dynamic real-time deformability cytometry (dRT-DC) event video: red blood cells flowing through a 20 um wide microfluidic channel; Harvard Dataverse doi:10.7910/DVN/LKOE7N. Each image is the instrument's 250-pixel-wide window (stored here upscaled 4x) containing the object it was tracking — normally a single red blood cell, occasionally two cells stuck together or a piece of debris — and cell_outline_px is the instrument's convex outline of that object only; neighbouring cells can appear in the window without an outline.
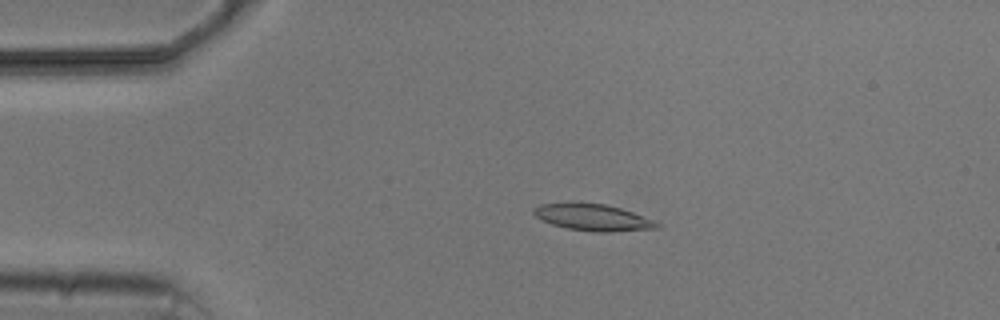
{"species": "common noctule bat (a hibernating species)", "species_latin": "Nyctalus noctula", "temperature_condition": "cold", "stored_images_in_passage": 4, "camera_frame_rate_fps": 3000, "um_per_image_px": 0.085, "animal": {"sex": "male", "body_mass_g": 20.5, "forearm_length_mm": 52.5}, "frame": {"image": 1, "passage_image": 3, "time_ms": 3.333, "image_size_px": [1000, 320], "cell_outline_px": [[660, 228], [612, 232], [592, 232], [568, 228], [552, 224], [540, 220], [532, 212], [532, 208], [540, 204], [572, 200], [604, 204], [620, 208], [656, 220], [660, 224]], "centroid_in_image_um": [50.35, 18.45], "position_along_channel_um": 34.6, "area_um2": 19.83}}